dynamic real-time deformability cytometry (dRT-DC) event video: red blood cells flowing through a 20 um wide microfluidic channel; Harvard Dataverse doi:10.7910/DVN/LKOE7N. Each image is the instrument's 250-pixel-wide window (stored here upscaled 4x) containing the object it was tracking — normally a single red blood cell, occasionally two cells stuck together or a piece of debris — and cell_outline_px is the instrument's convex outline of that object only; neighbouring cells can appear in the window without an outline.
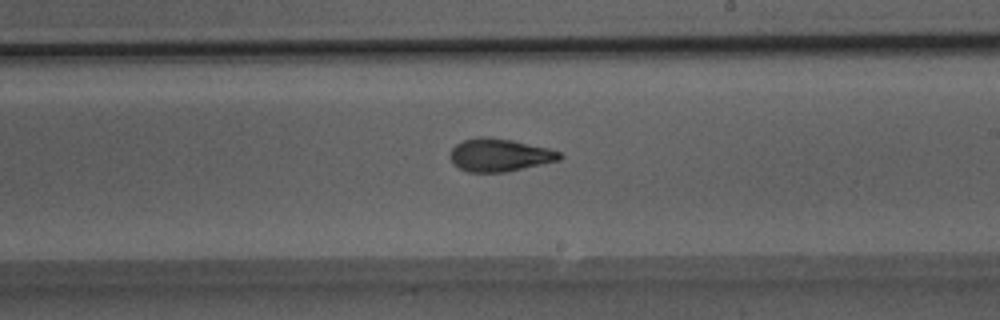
{"species": "Egyptian fruit bat (a non-hibernating species)", "species_latin": "Rousettus aegyptiacus", "temperature_condition": "room temperature", "stored_images_in_passage": 41, "camera_frame_rate_fps": 3000, "um_per_image_px": 0.085, "animal": {"sex": "male"}, "frame": {"image": 1, "passage_image": 23, "time_ms": 7.333, "image_size_px": [1000, 320], "cell_outline_px": [[564, 156], [560, 160], [504, 172], [468, 172], [452, 164], [448, 156], [452, 148], [456, 144], [464, 140], [480, 136], [484, 136], [512, 140], [548, 148], [560, 152]], "centroid_in_image_um": [42.43, 13.17], "position_along_channel_um": 246.6, "area_um2": 20.98}}
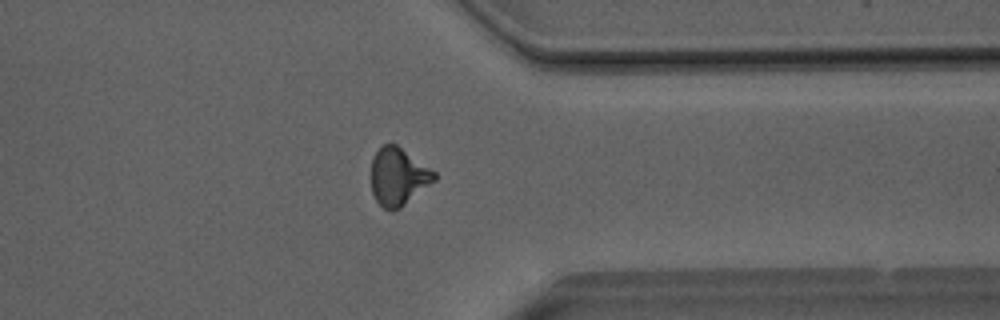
{"frame": {"image": 2, "passage_image": 33, "time_ms": 10.667, "image_size_px": [1000, 320], "cell_outline_px": [[436, 180], [400, 208], [392, 212], [384, 208], [376, 200], [372, 192], [368, 176], [372, 156], [384, 144], [396, 144], [436, 172]], "centroid_in_image_um": [33.8, 15.02], "position_along_channel_um": 377.6, "area_um2": 21.56}}
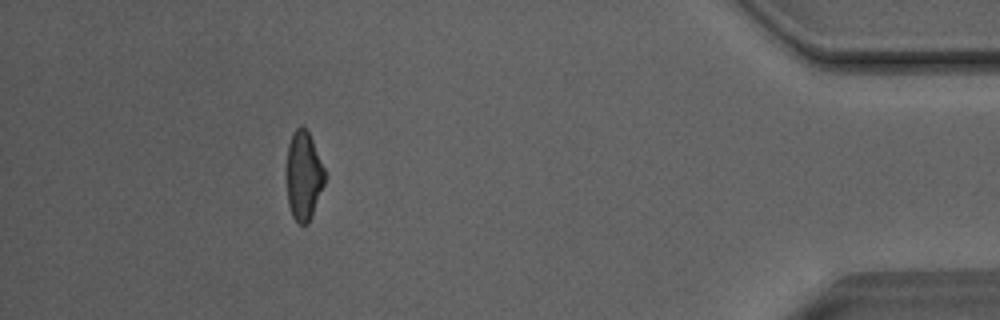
{"frame": {"image": 3, "passage_image": 39, "time_ms": 12.667, "image_size_px": [1000, 320], "cell_outline_px": [[328, 176], [312, 216], [308, 224], [300, 224], [292, 216], [288, 204], [288, 144], [292, 132], [300, 124], [308, 132], [312, 140]], "centroid_in_image_um": [25.85, 14.94], "position_along_channel_um": 409.4, "area_um2": 19.77}}